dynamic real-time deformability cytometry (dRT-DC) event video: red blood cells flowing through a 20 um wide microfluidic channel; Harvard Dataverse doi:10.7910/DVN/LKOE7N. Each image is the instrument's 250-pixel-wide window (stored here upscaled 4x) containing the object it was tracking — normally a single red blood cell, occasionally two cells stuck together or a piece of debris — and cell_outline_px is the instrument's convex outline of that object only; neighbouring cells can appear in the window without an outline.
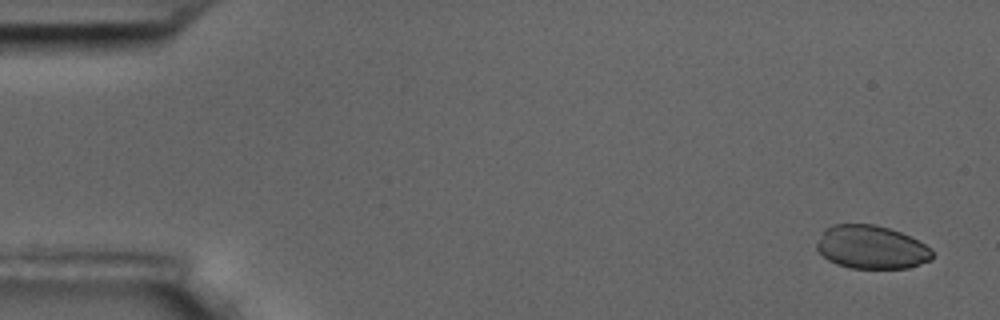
{"species": "common noctule bat (a hibernating species)", "species_latin": "Nyctalus noctula", "temperature_condition": "room temperature", "stored_images_in_passage": 5, "camera_frame_rate_fps": 3000, "um_per_image_px": 0.085, "animal": {"sex": "male", "body_mass_g": 17.5, "forearm_length_mm": 52.3}, "frame": {"image": 1, "passage_image": 1, "time_ms": 0.0, "image_size_px": [1000, 320], "cell_outline_px": [[932, 260], [908, 268], [848, 268], [836, 264], [828, 260], [816, 248], [816, 244], [824, 228], [832, 224], [876, 224], [900, 232], [932, 248]], "centroid_in_image_um": [74.05, 21.01], "position_along_channel_um": 11.0, "area_um2": 29.25}}
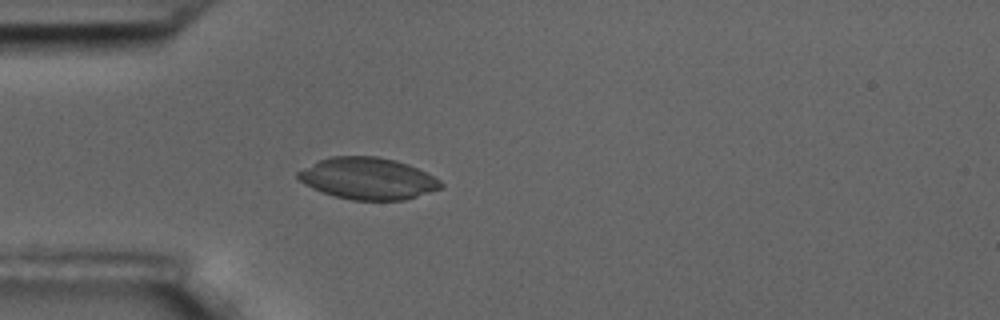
{"frame": {"image": 2, "passage_image": 5, "time_ms": 4.667, "image_size_px": [1000, 320], "cell_outline_px": [[444, 184], [440, 188], [404, 200], [352, 200], [336, 196], [312, 188], [300, 180], [296, 176], [296, 172], [320, 160], [332, 156], [376, 156], [396, 160], [408, 164], [440, 180]], "centroid_in_image_um": [31.26, 15.17], "position_along_channel_um": 53.7, "area_um2": 34.28}}